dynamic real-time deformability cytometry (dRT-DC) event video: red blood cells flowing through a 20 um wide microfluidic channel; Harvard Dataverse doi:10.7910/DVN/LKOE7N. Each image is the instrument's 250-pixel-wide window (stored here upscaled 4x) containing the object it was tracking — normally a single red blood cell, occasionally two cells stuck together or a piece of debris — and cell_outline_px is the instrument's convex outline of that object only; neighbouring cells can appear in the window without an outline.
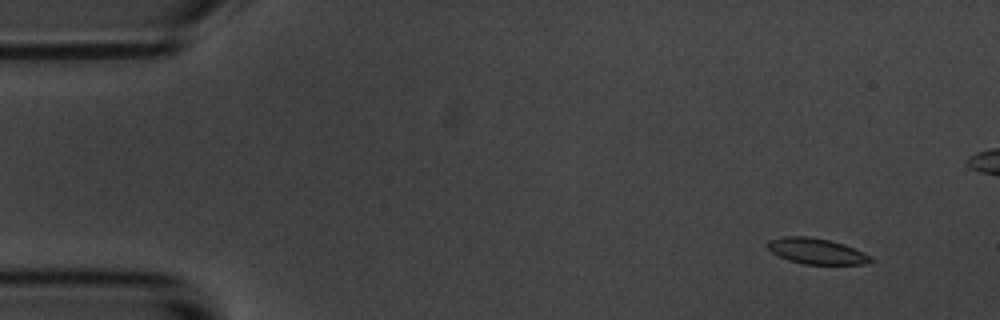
{"species": "common noctule bat (a hibernating species)", "species_latin": "Nyctalus noctula", "temperature_condition": "room temperature", "stored_images_in_passage": 12, "camera_frame_rate_fps": 3000, "um_per_image_px": 0.085, "animal": {"sex": "male", "body_mass_g": 20.1, "forearm_length_mm": 53.5}, "frame": {"image": 1, "passage_image": 1, "time_ms": 0.0, "image_size_px": [1000, 320], "cell_outline_px": [[876, 260], [864, 264], [804, 264], [788, 260], [772, 252], [768, 248], [768, 240], [784, 236], [808, 236], [828, 240], [844, 244], [872, 256]], "centroid_in_image_um": [69.43, 21.35], "position_along_channel_um": 15.6, "area_um2": 15.43}}